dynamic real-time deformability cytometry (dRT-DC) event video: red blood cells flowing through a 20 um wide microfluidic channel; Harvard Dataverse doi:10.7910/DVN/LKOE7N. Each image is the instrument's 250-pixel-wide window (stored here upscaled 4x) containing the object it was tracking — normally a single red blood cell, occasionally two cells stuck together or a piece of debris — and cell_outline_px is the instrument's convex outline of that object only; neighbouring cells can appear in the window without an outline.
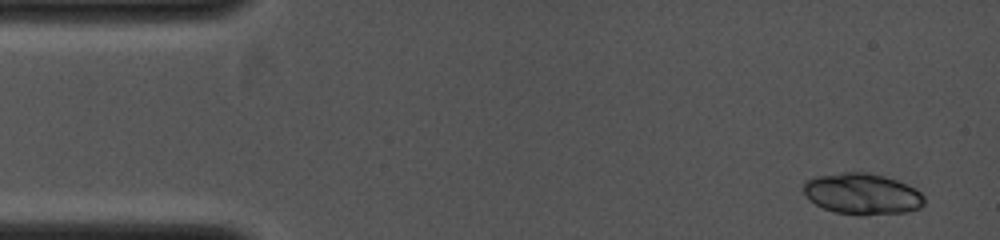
{"species": "common noctule bat (a hibernating species)", "species_latin": "Nyctalus noctula", "temperature_condition": "cold", "stored_images_in_passage": 3, "camera_frame_rate_fps": 4000, "um_per_image_px": 0.085, "animal": {"sex": "female", "body_mass_g": 19.0, "forearm_length_mm": 53.3}, "frame": {"image": 1, "passage_image": 1, "time_ms": 0.0, "image_size_px": [1000, 240], "cell_outline_px": [[924, 204], [920, 208], [904, 212], [864, 216], [860, 216], [836, 212], [824, 208], [808, 200], [804, 192], [804, 180], [816, 176], [844, 172], [868, 172], [884, 176], [896, 180], [916, 188], [924, 196]], "centroid_in_image_um": [73.29, 16.48], "position_along_channel_um": 11.7, "area_um2": 29.19}}
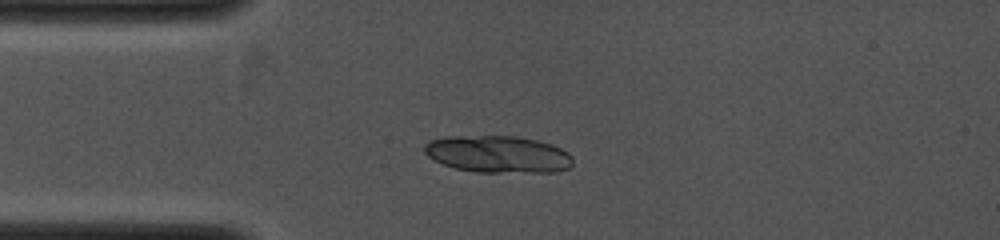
{"frame": {"image": 2, "passage_image": 3, "time_ms": 2.25, "image_size_px": [1000, 240], "cell_outline_px": [[572, 164], [568, 168], [552, 172], [476, 172], [456, 168], [444, 164], [428, 156], [424, 152], [424, 144], [428, 140], [444, 136], [516, 136], [536, 140], [552, 144], [568, 152], [572, 156]], "centroid_in_image_um": [42.31, 13.1], "position_along_channel_um": 42.7, "area_um2": 32.08}}